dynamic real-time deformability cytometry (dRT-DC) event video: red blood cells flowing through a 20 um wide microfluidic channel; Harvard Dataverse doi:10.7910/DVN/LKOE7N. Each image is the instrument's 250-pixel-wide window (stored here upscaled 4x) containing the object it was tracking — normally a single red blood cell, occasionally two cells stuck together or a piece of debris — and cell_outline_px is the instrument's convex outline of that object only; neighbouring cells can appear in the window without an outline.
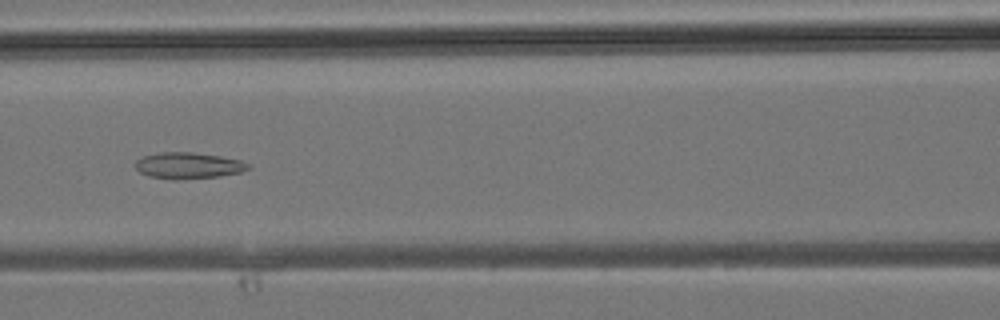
{"species": "common noctule bat (a hibernating species)", "species_latin": "Nyctalus noctula", "temperature_condition": "room temperature", "stored_images_in_passage": 33, "camera_frame_rate_fps": 3000, "um_per_image_px": 0.085, "animal": {"sex": "male", "body_mass_g": 19.2, "forearm_length_mm": 51.8}, "frame": {"image": 1, "passage_image": 15, "time_ms": 4.667, "image_size_px": [1000, 320], "cell_outline_px": [[252, 168], [240, 172], [220, 176], [148, 176], [140, 172], [136, 168], [136, 160], [144, 156], [160, 152], [192, 152], [220, 156], [240, 160], [248, 164]], "centroid_in_image_um": [16.05, 14.01], "position_along_channel_um": 150.6, "area_um2": 16.18}}
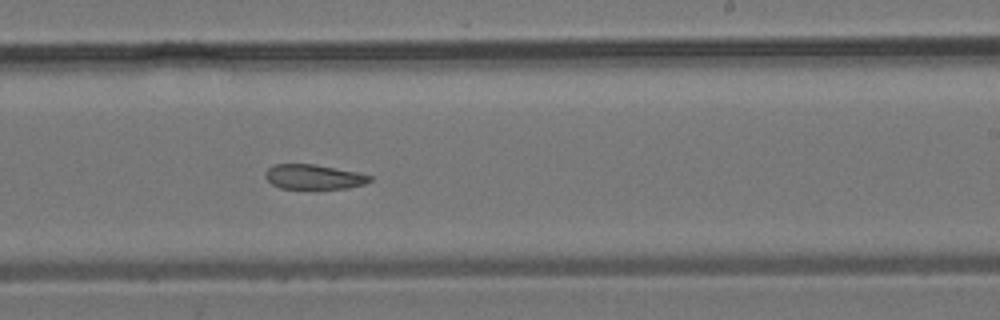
{"frame": {"image": 2, "passage_image": 21, "time_ms": 6.667, "image_size_px": [1000, 320], "cell_outline_px": [[372, 180], [364, 184], [348, 188], [280, 188], [272, 184], [264, 176], [264, 172], [272, 164], [312, 164], [356, 172], [372, 176]], "centroid_in_image_um": [26.63, 15.03], "position_along_channel_um": 262.4, "area_um2": 14.91}}
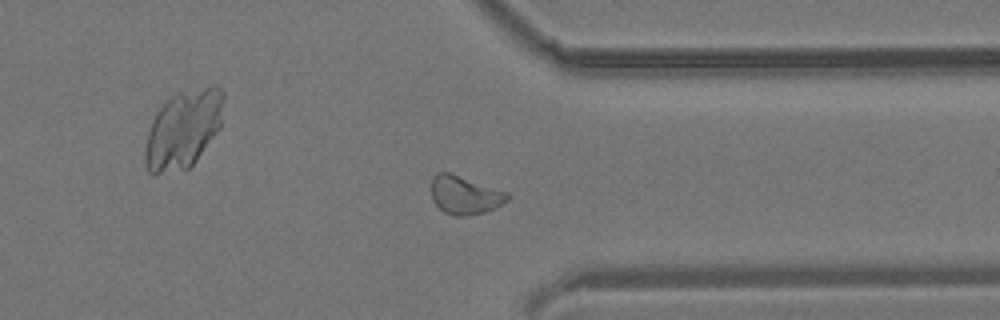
{"frame": {"image": 3, "passage_image": 27, "time_ms": 8.667, "image_size_px": [1000, 320], "cell_outline_px": [[512, 196], [508, 200], [496, 208], [484, 212], [464, 216], [456, 216], [444, 212], [432, 200], [432, 176], [436, 172], [448, 172], [508, 192]], "centroid_in_image_um": [39.52, 16.58], "position_along_channel_um": 371.9, "area_um2": 16.99}}